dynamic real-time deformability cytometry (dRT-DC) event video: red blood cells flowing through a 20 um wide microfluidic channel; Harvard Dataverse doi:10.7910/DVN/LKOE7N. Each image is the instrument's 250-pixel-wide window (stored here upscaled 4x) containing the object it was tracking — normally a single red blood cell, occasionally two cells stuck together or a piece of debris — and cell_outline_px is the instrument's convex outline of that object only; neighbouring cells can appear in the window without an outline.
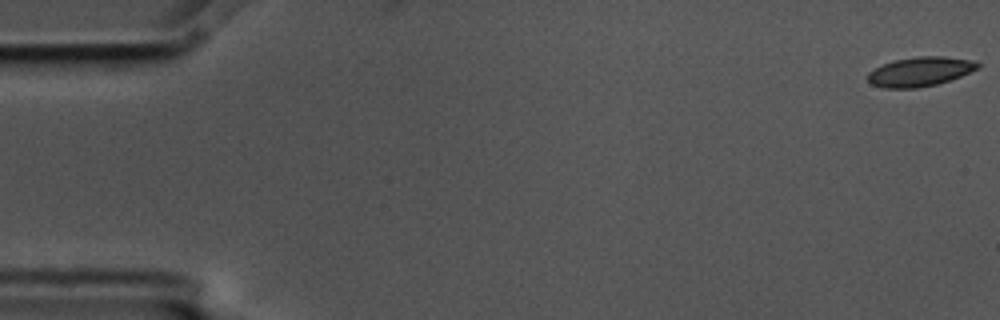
{"species": "common noctule bat (a hibernating species)", "species_latin": "Nyctalus noctula", "temperature_condition": "cold", "stored_images_in_passage": 4, "camera_frame_rate_fps": 3000, "um_per_image_px": 0.085, "animal": {"sex": "male", "body_mass_g": 17.5, "forearm_length_mm": 52.3}, "frame": {"image": 1, "passage_image": 1, "time_ms": 0.0, "image_size_px": [1000, 320], "cell_outline_px": [[980, 68], [960, 76], [936, 84], [920, 88], [884, 88], [872, 84], [868, 80], [868, 72], [884, 64], [896, 60], [916, 56], [944, 56], [968, 60], [980, 64]], "centroid_in_image_um": [78.2, 6.09], "position_along_channel_um": 6.8, "area_um2": 18.55}}